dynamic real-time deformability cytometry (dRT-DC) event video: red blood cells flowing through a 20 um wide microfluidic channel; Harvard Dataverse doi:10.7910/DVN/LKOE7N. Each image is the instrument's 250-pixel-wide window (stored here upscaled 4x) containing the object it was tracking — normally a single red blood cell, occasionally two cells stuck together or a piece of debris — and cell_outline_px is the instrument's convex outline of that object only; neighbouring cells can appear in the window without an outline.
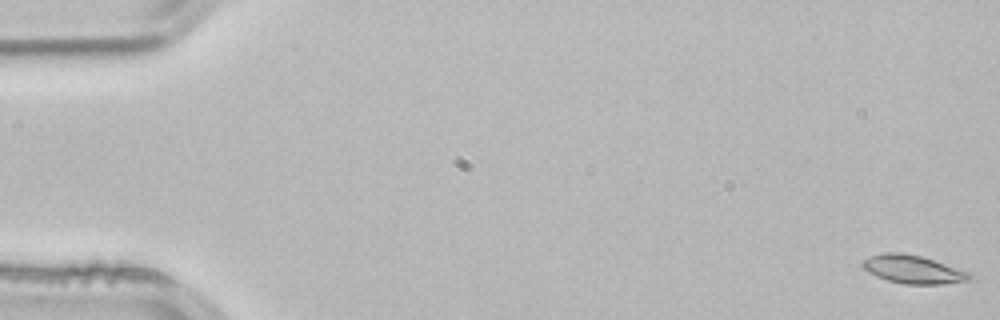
{"species": "common noctule bat (a hibernating species)", "species_latin": "Nyctalus noctula", "temperature_condition": "room temperature", "stored_images_in_passage": 3, "camera_frame_rate_fps": 3000, "um_per_image_px": 0.085, "animal": {"sex": "male", "body_mass_g": 21.5, "forearm_length_mm": 52.0}, "frame": {"image": 1, "passage_image": 1, "time_ms": 0.0, "image_size_px": [1000, 320], "cell_outline_px": [[972, 276], [968, 280], [944, 284], [904, 284], [888, 280], [876, 276], [868, 272], [860, 264], [864, 260], [872, 256], [884, 252], [900, 252], [920, 256], [972, 272]], "centroid_in_image_um": [77.62, 22.9], "position_along_channel_um": 7.4, "area_um2": 17.51}}
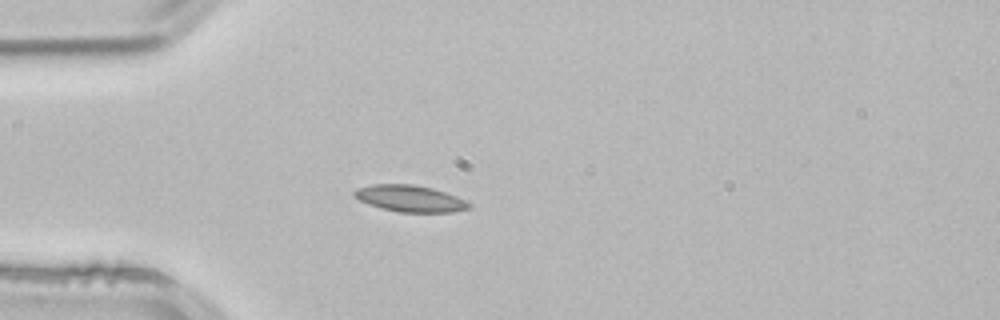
{"frame": {"image": 2, "passage_image": 3, "time_ms": 0.667, "image_size_px": [1000, 320], "cell_outline_px": [[472, 208], [452, 212], [400, 212], [380, 208], [368, 204], [360, 200], [352, 192], [356, 188], [372, 184], [412, 184], [432, 188], [456, 196], [472, 204]], "centroid_in_image_um": [34.85, 16.87], "position_along_channel_um": 50.1, "area_um2": 17.74}}